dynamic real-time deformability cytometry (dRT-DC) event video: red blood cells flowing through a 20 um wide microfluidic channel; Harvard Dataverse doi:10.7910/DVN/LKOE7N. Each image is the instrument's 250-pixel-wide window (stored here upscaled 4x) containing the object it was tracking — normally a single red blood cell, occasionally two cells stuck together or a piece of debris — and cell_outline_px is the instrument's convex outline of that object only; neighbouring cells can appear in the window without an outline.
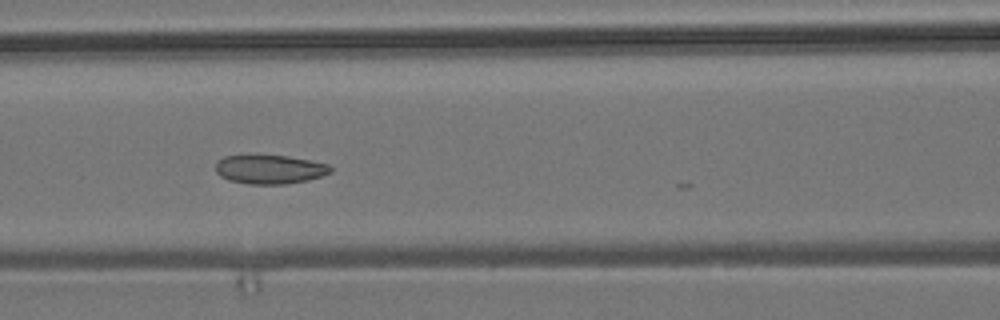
{"species": "common noctule bat (a hibernating species)", "species_latin": "Nyctalus noctula", "temperature_condition": "room temperature", "stored_images_in_passage": 29, "camera_frame_rate_fps": 3000, "um_per_image_px": 0.085, "animal": {"sex": "male", "body_mass_g": 19.2, "forearm_length_mm": 51.8}, "frame": {"image": 1, "passage_image": 24, "time_ms": 7.667, "image_size_px": [1000, 320], "cell_outline_px": [[332, 172], [308, 180], [284, 184], [248, 184], [228, 180], [220, 176], [216, 172], [216, 160], [224, 156], [248, 152], [256, 152], [288, 156], [328, 164], [332, 168]], "centroid_in_image_um": [22.84, 14.34], "position_along_channel_um": 143.8, "area_um2": 20.29}}
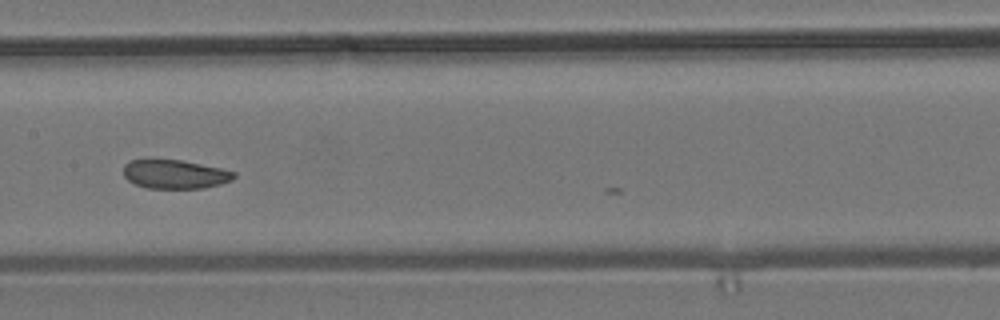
{"frame": {"image": 2, "passage_image": 28, "time_ms": 9.0, "image_size_px": [1000, 320], "cell_outline_px": [[236, 176], [232, 180], [220, 184], [204, 188], [148, 188], [136, 184], [128, 180], [124, 176], [124, 164], [132, 160], [148, 156], [152, 156], [180, 160], [220, 168], [236, 172]], "centroid_in_image_um": [14.82, 14.76], "position_along_channel_um": 192.6, "area_um2": 19.13}}